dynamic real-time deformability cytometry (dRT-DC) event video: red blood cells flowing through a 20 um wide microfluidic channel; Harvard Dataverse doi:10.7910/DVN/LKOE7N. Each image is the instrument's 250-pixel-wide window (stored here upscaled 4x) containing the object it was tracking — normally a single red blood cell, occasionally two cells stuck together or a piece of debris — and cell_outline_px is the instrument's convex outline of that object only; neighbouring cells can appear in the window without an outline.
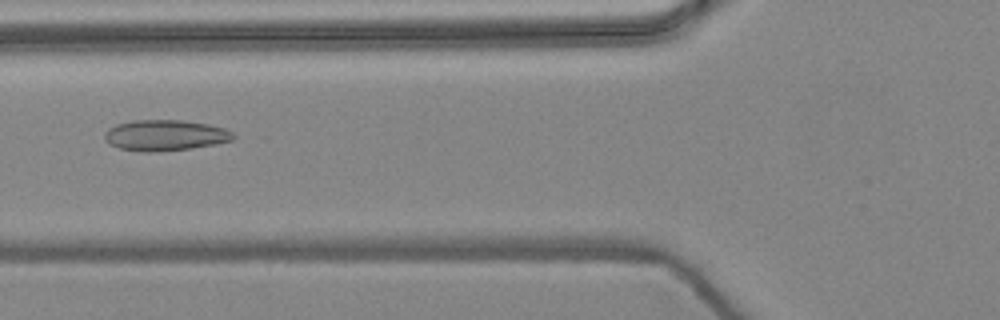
{"species": "common noctule bat (a hibernating species)", "species_latin": "Nyctalus noctula", "temperature_condition": "warm", "stored_images_in_passage": 5, "camera_frame_rate_fps": 3000, "um_per_image_px": 0.085, "animal": {"sex": "female", "body_mass_g": 24.6, "forearm_length_mm": 56.2}, "frame": {"image": 1, "passage_image": 5, "time_ms": 1.333, "image_size_px": [1000, 320], "cell_outline_px": [[236, 136], [232, 140], [216, 144], [192, 148], [156, 152], [144, 152], [120, 148], [108, 144], [104, 140], [104, 132], [108, 128], [116, 124], [132, 120], [184, 120], [208, 124], [224, 128], [232, 132]], "centroid_in_image_um": [14.01, 11.5], "position_along_channel_um": 111.8, "area_um2": 23.35}}